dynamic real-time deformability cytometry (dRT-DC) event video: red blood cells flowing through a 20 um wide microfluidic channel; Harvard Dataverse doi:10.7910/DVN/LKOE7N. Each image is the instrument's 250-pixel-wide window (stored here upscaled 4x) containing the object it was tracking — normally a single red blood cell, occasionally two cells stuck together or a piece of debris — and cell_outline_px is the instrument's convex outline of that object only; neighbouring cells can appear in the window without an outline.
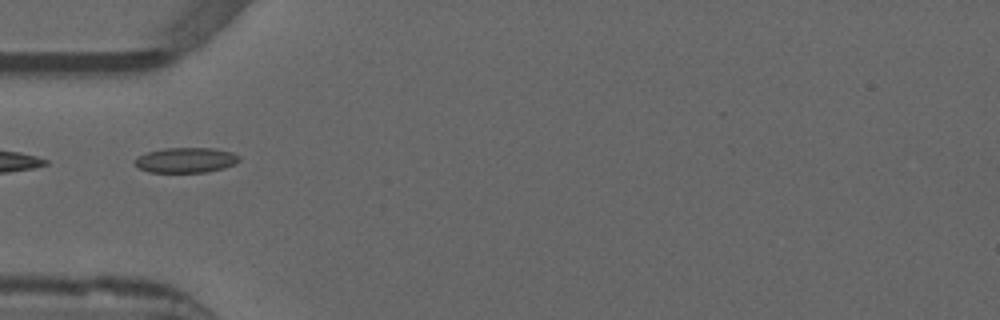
{"species": "common noctule bat (a hibernating species)", "species_latin": "Nyctalus noctula", "temperature_condition": "warm", "stored_images_in_passage": 34, "camera_frame_rate_fps": 3000, "um_per_image_px": 0.085, "animal": {"sex": "male", "forearm_length_mm": 52.5}, "frame": {"image": 1, "passage_image": 1, "time_ms": 0.0, "image_size_px": [1000, 320], "cell_outline_px": [[240, 160], [236, 164], [224, 168], [208, 172], [148, 172], [140, 168], [132, 160], [136, 156], [148, 152], [164, 148], [212, 148], [232, 152], [240, 156]], "centroid_in_image_um": [15.81, 13.61], "position_along_channel_um": 69.2, "area_um2": 15.43}, "authors_computed_cell_mechanics": {"area_um2": 14.4211, "velocity_mm_per_s": 3.8673, "shape_relaxation_time_tau1_ms": null, "shape_relaxation_time_tau2_ms": 1.0864, "deformation_change_tau1": null, "deformation_change_tau2": 0.059}}